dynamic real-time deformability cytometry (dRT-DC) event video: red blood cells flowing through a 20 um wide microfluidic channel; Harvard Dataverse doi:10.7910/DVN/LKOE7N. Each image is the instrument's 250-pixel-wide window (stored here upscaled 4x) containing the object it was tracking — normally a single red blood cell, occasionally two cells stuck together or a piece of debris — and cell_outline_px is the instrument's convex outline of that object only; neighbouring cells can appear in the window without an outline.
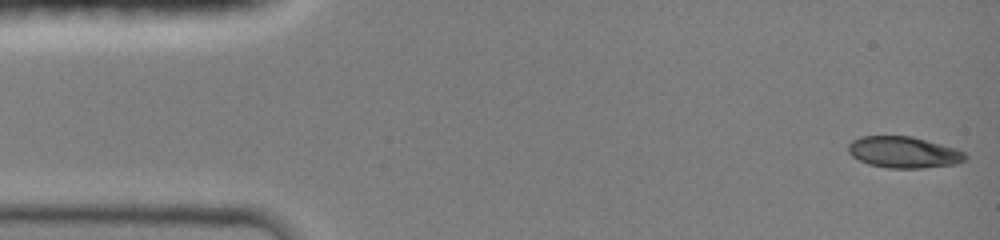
{"species": "common noctule bat (a hibernating species)", "species_latin": "Nyctalus noctula", "temperature_condition": "room temperature", "stored_images_in_passage": 26, "camera_frame_rate_fps": 3000, "um_per_image_px": 0.085, "animal": {"sex": "female", "body_mass_g": 19.0, "forearm_length_mm": 51.5}, "frame": {"image": 1, "passage_image": 1, "time_ms": 0.0, "image_size_px": [1000, 240], "cell_outline_px": [[964, 160], [956, 164], [920, 168], [888, 168], [868, 164], [852, 156], [848, 152], [848, 144], [852, 140], [860, 136], [912, 136], [956, 148], [964, 152]], "centroid_in_image_um": [76.78, 12.93], "position_along_channel_um": 8.2, "area_um2": 21.33}}
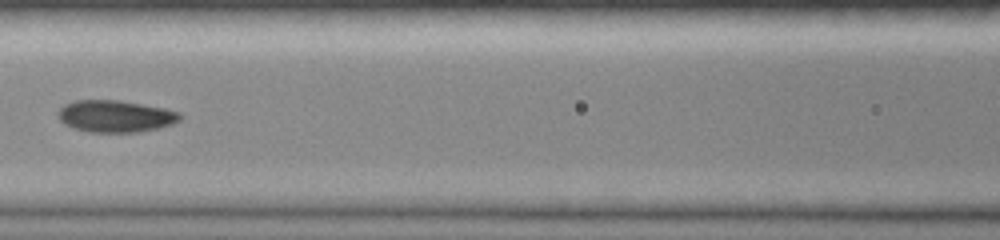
{"frame": {"image": 2, "passage_image": 14, "time_ms": 6.333, "image_size_px": [1000, 240], "cell_outline_px": [[180, 120], [172, 124], [160, 128], [136, 132], [88, 132], [64, 124], [60, 120], [56, 112], [64, 104], [76, 100], [120, 100], [164, 108], [180, 112]], "centroid_in_image_um": [9.8, 9.87], "position_along_channel_um": 156.8, "area_um2": 22.72}}
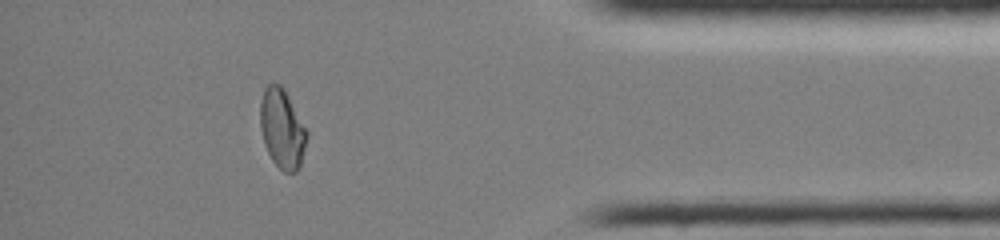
{"frame": {"image": 3, "passage_image": 24, "time_ms": 13.0, "image_size_px": [1000, 240], "cell_outline_px": [[308, 136], [300, 168], [296, 172], [284, 172], [272, 160], [264, 144], [260, 128], [260, 100], [264, 88], [268, 84], [280, 84], [284, 88], [308, 132]], "centroid_in_image_um": [23.98, 10.94], "position_along_channel_um": 411.2, "area_um2": 21.68}, "authors_computed_cell_mechanics": {"area_um2": 21.7039, "velocity_mm_per_s": 4.1624, "shape_relaxation_time_tau1_ms": null, "shape_relaxation_time_tau2_ms": 1.5357, "deformation_change_tau1": null, "deformation_change_tau2": 0.0372}}